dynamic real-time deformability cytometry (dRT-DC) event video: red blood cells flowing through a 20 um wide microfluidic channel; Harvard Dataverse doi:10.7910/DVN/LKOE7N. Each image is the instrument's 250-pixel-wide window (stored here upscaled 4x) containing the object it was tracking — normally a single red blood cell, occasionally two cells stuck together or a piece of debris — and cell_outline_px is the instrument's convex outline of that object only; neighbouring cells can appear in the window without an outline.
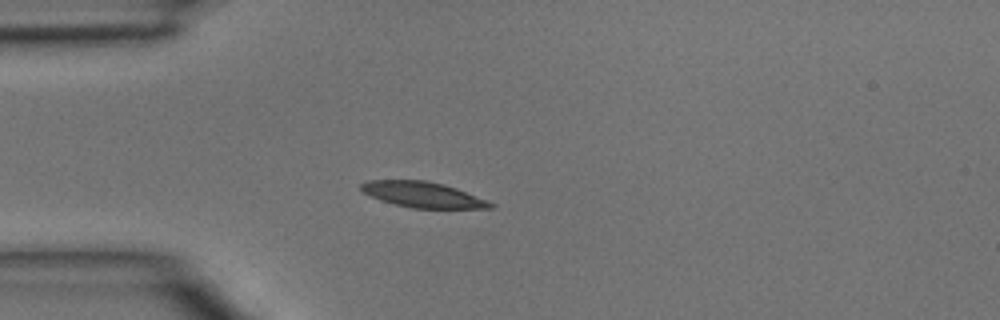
{"species": "common noctule bat (a hibernating species)", "species_latin": "Nyctalus noctula", "temperature_condition": "room temperature", "stored_images_in_passage": 4, "camera_frame_rate_fps": 3000, "um_per_image_px": 0.085, "animal": {"sex": "male", "body_mass_g": 15.6}, "frame": {"image": 1, "passage_image": 4, "time_ms": 1.0, "image_size_px": [1000, 320], "cell_outline_px": [[496, 208], [412, 208], [380, 200], [364, 192], [360, 188], [360, 184], [368, 180], [428, 180], [444, 184], [456, 188], [496, 204]], "centroid_in_image_um": [35.95, 16.54], "position_along_channel_um": 49.0, "area_um2": 19.19}}